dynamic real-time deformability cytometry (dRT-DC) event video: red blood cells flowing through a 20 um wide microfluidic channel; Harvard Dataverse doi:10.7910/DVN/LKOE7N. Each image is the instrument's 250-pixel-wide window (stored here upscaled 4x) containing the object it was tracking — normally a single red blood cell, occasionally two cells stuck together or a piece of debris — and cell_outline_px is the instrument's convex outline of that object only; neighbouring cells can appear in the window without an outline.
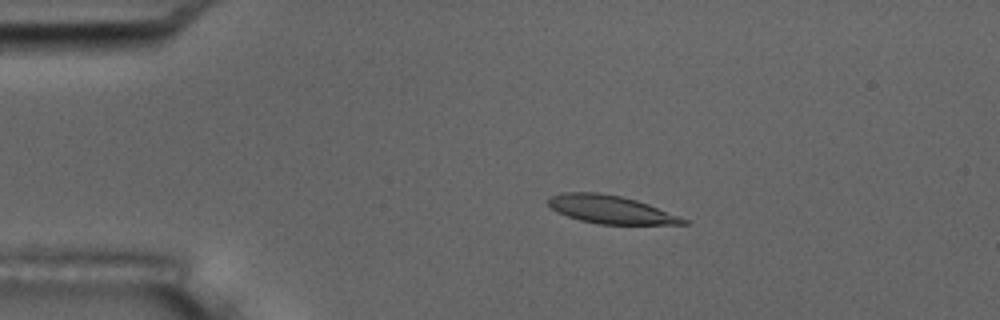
{"species": "common noctule bat (a hibernating species)", "species_latin": "Nyctalus noctula", "temperature_condition": "room temperature", "stored_images_in_passage": 53, "camera_frame_rate_fps": 3000, "um_per_image_px": 0.085, "animal": {"sex": "male", "body_mass_g": 17.5, "forearm_length_mm": 52.3}, "frame": {"image": 1, "passage_image": 10, "time_ms": 3.0, "image_size_px": [1000, 320], "cell_outline_px": [[692, 224], [600, 224], [580, 220], [556, 212], [548, 204], [548, 200], [552, 196], [564, 192], [596, 192], [620, 196], [636, 200], [648, 204], [680, 216], [688, 220]], "centroid_in_image_um": [51.93, 17.81], "position_along_channel_um": 33.1, "area_um2": 21.91}}
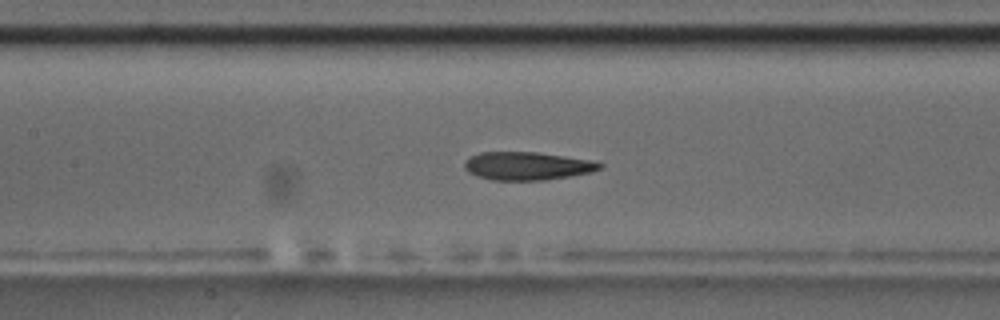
{"frame": {"image": 2, "passage_image": 24, "time_ms": 7.667, "image_size_px": [1000, 320], "cell_outline_px": [[604, 164], [600, 168], [592, 172], [544, 180], [492, 180], [476, 176], [468, 172], [464, 168], [464, 160], [468, 156], [480, 152], [536, 152], [592, 160]], "centroid_in_image_um": [44.76, 14.1], "position_along_channel_um": 162.6, "area_um2": 22.25}}
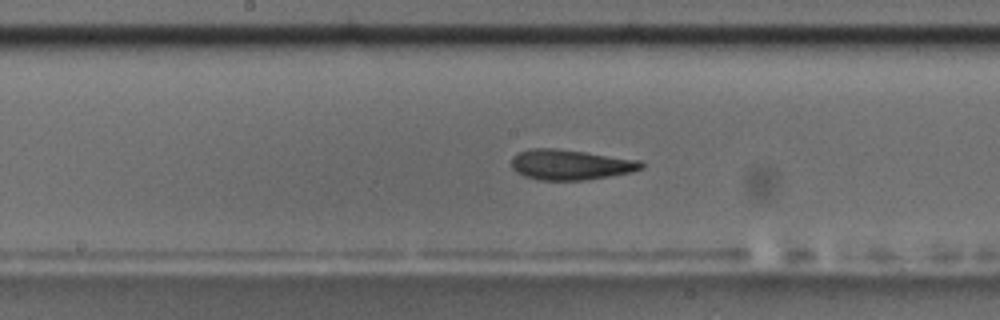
{"frame": {"image": 3, "passage_image": 27, "time_ms": 8.667, "image_size_px": [1000, 320], "cell_outline_px": [[644, 168], [632, 172], [584, 180], [536, 180], [524, 176], [516, 172], [512, 168], [512, 156], [528, 148], [556, 148], [640, 160], [644, 164]], "centroid_in_image_um": [48.47, 14.0], "position_along_channel_um": 199.7, "area_um2": 22.95}, "authors_computed_cell_mechanics": {"area_um2": 22.7154, "velocity_mm_per_s": 3.7521, "shape_relaxation_time_tau1_ms": 4.8995, "shape_relaxation_time_tau2_ms": 1.9746, "deformation_change_tau1": 0.1866, "deformation_change_tau2": 0.0745}}